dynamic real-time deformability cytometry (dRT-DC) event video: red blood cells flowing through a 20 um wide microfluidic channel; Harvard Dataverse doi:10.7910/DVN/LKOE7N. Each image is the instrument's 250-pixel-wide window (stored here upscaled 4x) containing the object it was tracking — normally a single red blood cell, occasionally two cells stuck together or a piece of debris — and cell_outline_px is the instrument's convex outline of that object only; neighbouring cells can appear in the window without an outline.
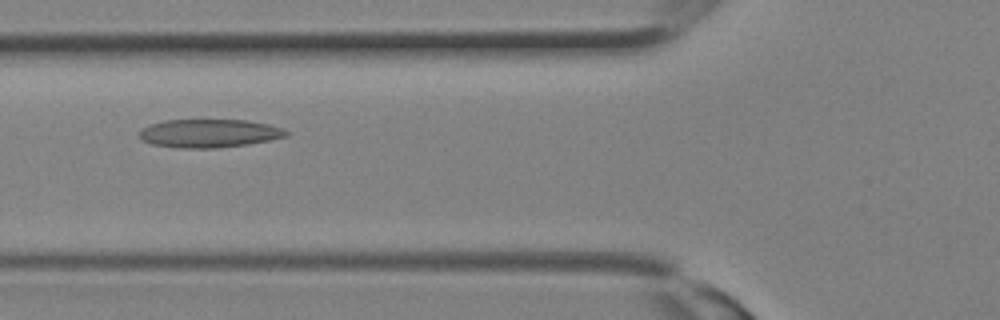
{"species": "Egyptian fruit bat (a non-hibernating species)", "species_latin": "Rousettus aegyptiacus", "temperature_condition": "room temperature", "stored_images_in_passage": 26, "camera_frame_rate_fps": 3000, "um_per_image_px": 0.085, "animal": {"sex": "female"}, "frame": {"image": 1, "passage_image": 10, "time_ms": 3.0, "image_size_px": [1000, 320], "cell_outline_px": [[292, 132], [288, 136], [248, 144], [216, 148], [180, 148], [152, 144], [140, 140], [140, 132], [144, 128], [152, 124], [164, 120], [248, 120], [268, 124], [284, 128]], "centroid_in_image_um": [17.83, 11.33], "position_along_channel_um": 108.0, "area_um2": 24.28}}
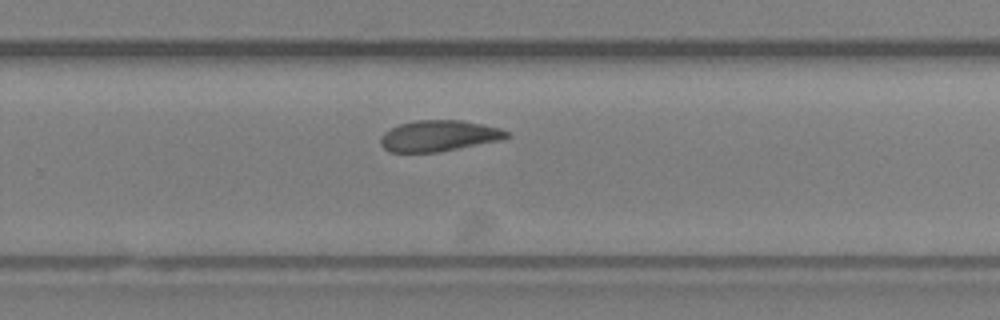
{"frame": {"image": 2, "passage_image": 18, "time_ms": 5.667, "image_size_px": [1000, 320], "cell_outline_px": [[512, 136], [500, 140], [436, 152], [388, 152], [380, 144], [380, 136], [384, 132], [400, 124], [416, 120], [464, 120], [500, 128], [508, 132]], "centroid_in_image_um": [37.29, 11.54], "position_along_channel_um": 292.5, "area_um2": 22.72}}
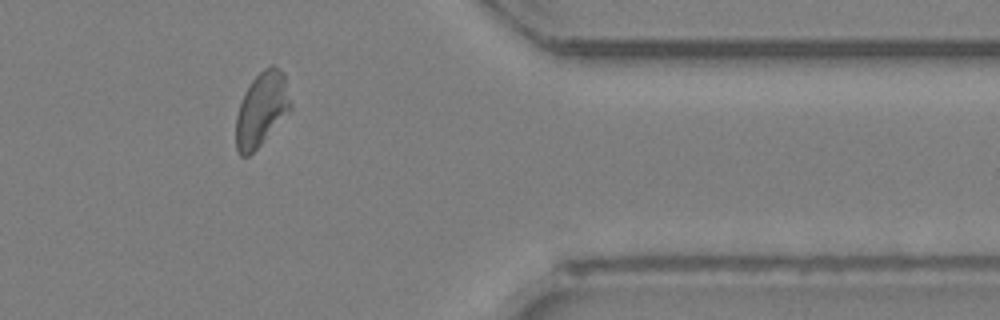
{"frame": {"image": 3, "passage_image": 23, "time_ms": 7.333, "image_size_px": [1000, 320], "cell_outline_px": [[292, 108], [260, 144], [248, 156], [240, 156], [236, 148], [236, 116], [244, 92], [252, 80], [264, 68], [272, 64], [284, 72], [292, 104]], "centroid_in_image_um": [22.24, 9.25], "position_along_channel_um": 389.2, "area_um2": 23.35}}